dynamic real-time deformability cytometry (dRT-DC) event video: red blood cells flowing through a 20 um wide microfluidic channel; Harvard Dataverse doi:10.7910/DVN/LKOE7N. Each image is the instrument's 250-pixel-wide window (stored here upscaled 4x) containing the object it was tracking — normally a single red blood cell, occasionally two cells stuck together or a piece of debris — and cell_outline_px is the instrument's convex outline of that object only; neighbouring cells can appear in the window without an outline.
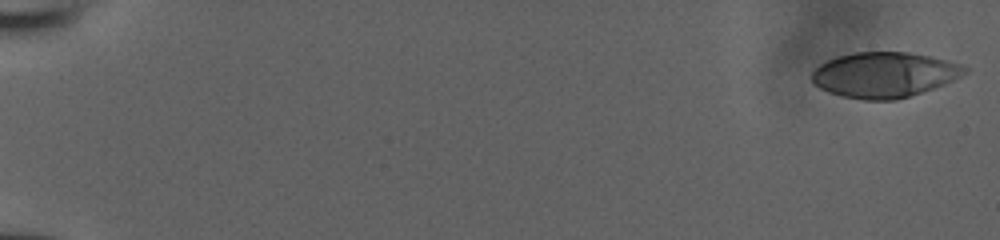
{"species": "human", "species_latin": "Homo sapiens", "temperature_condition": "room temperature", "stored_images_in_passage": 52, "camera_frame_rate_fps": 3000, "um_per_image_px": 0.085, "donor": {"sex": "male"}, "frame": {"image": 1, "passage_image": 1, "time_ms": 0.0, "image_size_px": [1000, 240], "cell_outline_px": [[968, 72], [944, 84], [896, 100], [864, 100], [844, 96], [828, 92], [812, 84], [812, 72], [820, 64], [836, 56], [856, 52], [908, 52], [932, 56], [948, 60], [960, 64], [968, 68]], "centroid_in_image_um": [75.15, 6.35], "position_along_channel_um": 9.8, "area_um2": 40.29}}
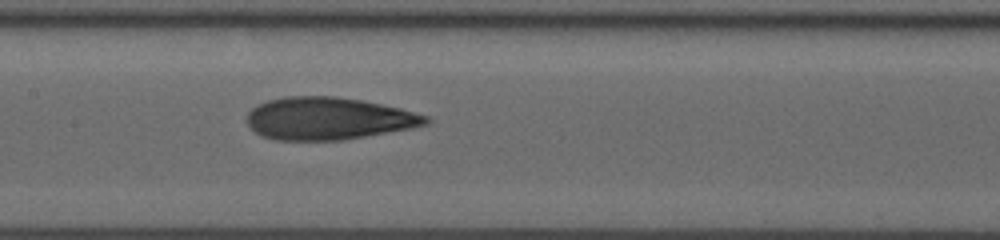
{"frame": {"image": 2, "passage_image": 28, "time_ms": 9.0, "image_size_px": [1000, 240], "cell_outline_px": [[432, 120], [428, 124], [412, 128], [344, 140], [276, 140], [260, 136], [248, 124], [248, 112], [256, 104], [268, 100], [284, 96], [336, 96], [364, 100], [400, 108], [428, 116]], "centroid_in_image_um": [27.92, 10.07], "position_along_channel_um": 179.5, "area_um2": 44.51}}
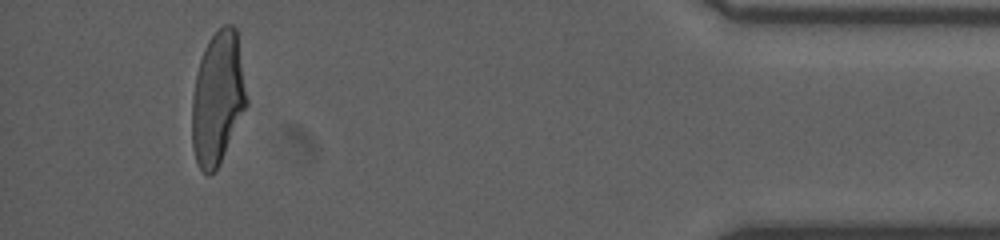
{"frame": {"image": 3, "passage_image": 49, "time_ms": 16.0, "image_size_px": [1000, 240], "cell_outline_px": [[248, 104], [220, 164], [208, 176], [200, 168], [196, 160], [192, 148], [192, 100], [196, 72], [204, 48], [208, 40], [224, 24], [232, 24], [236, 28], [248, 100]], "centroid_in_image_um": [18.51, 8.35], "position_along_channel_um": 416.7, "area_um2": 42.37}}